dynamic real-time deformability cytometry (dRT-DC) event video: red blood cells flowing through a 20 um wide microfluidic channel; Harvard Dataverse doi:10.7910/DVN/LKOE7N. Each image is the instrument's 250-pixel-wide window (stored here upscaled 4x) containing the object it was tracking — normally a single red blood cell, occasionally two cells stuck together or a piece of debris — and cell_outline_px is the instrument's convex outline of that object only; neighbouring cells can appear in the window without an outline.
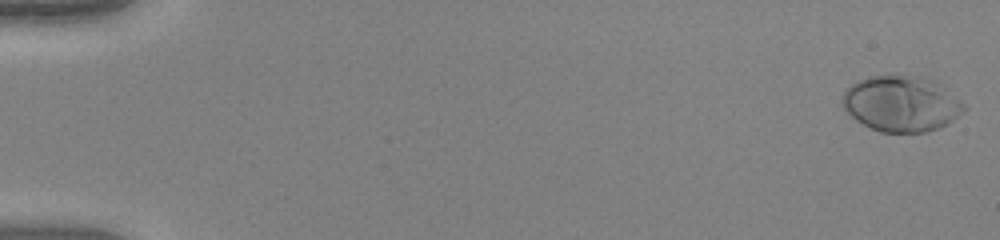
{"species": "human", "species_latin": "Homo sapiens", "temperature_condition": "warm", "stored_images_in_passage": 52, "camera_frame_rate_fps": 3000, "um_per_image_px": 0.085, "donor": {"sex": "female"}, "frame": {"image": 1, "passage_image": 1, "time_ms": 0.0, "image_size_px": [1000, 240], "cell_outline_px": [[968, 108], [964, 112], [952, 120], [936, 128], [924, 132], [880, 132], [856, 120], [844, 108], [840, 100], [844, 92], [856, 80], [868, 76], [896, 72], [928, 76], [960, 100]], "centroid_in_image_um": [76.59, 8.75], "position_along_channel_um": 8.4, "area_um2": 40.11}}
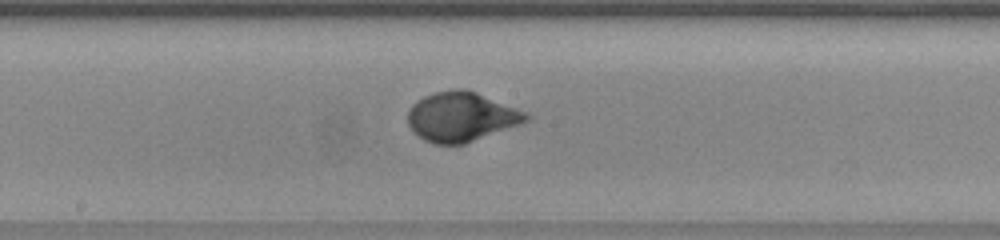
{"frame": {"image": 2, "passage_image": 29, "time_ms": 9.333, "image_size_px": [1000, 240], "cell_outline_px": [[532, 120], [464, 144], [436, 144], [424, 140], [408, 124], [408, 112], [412, 104], [416, 100], [432, 92], [452, 88], [468, 88], [528, 112], [532, 116]], "centroid_in_image_um": [39.26, 9.89], "position_along_channel_um": 208.9, "area_um2": 34.56}}
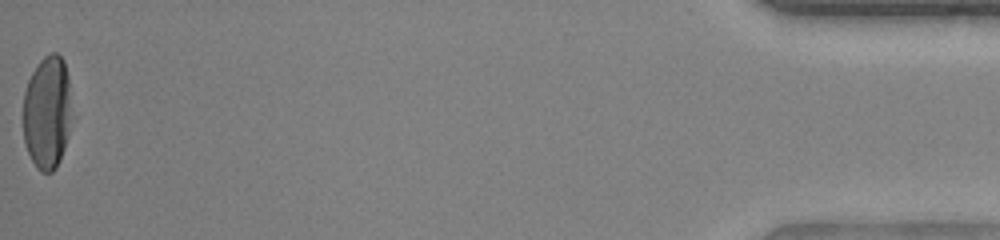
{"frame": {"image": 3, "passage_image": 52, "time_ms": 17.0, "image_size_px": [1000, 240], "cell_outline_px": [[68, 136], [60, 160], [56, 168], [52, 172], [40, 172], [36, 168], [24, 144], [24, 92], [28, 80], [32, 72], [40, 60], [44, 56], [52, 52], [56, 52], [64, 60], [68, 76]], "centroid_in_image_um": [3.97, 9.56], "position_along_channel_um": 431.2, "area_um2": 31.56}, "authors_computed_cell_mechanics": {"area_um2": 33.6974, "velocity_mm_per_s": 4.0551, "shape_relaxation_time_tau1_ms": 2.9949, "shape_relaxation_time_tau2_ms": null, "deformation_change_tau1": 0.2252, "deformation_change_tau2": null}}